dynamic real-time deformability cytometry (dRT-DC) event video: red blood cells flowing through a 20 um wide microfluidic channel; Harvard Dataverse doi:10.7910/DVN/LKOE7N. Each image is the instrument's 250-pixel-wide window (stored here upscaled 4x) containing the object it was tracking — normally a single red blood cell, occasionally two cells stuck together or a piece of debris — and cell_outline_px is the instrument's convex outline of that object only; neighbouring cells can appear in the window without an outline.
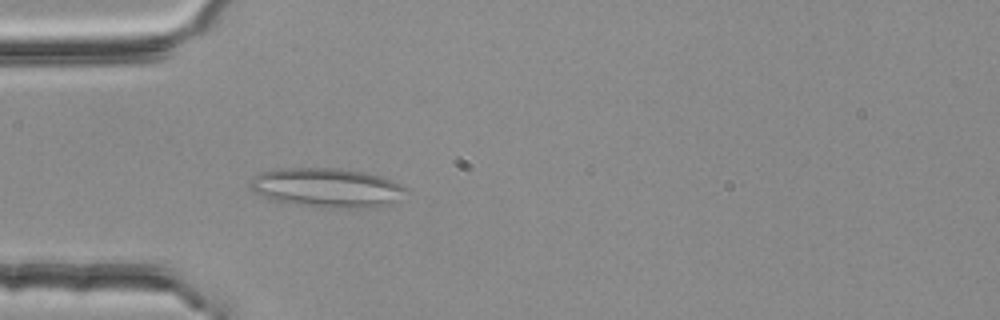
{"species": "common noctule bat (a hibernating species)", "species_latin": "Nyctalus noctula", "temperature_condition": "room temperature", "stored_images_in_passage": 51, "segment_of_instrument_passage": [1, 2], "camera_frame_rate_fps": 3000, "um_per_image_px": 0.085, "animal": {"sex": "female", "body_mass_g": 25.1}, "frame": {"image": 1, "passage_image": 15, "time_ms": 4.667, "image_size_px": [1000, 320], "cell_outline_px": [[408, 188], [396, 200], [380, 208], [328, 208], [292, 204], [272, 200], [256, 192], [248, 184], [252, 176], [260, 172], [276, 168], [340, 168], [368, 172], [384, 176]], "centroid_in_image_um": [27.79, 15.95], "position_along_channel_um": 57.2, "area_um2": 36.18}}